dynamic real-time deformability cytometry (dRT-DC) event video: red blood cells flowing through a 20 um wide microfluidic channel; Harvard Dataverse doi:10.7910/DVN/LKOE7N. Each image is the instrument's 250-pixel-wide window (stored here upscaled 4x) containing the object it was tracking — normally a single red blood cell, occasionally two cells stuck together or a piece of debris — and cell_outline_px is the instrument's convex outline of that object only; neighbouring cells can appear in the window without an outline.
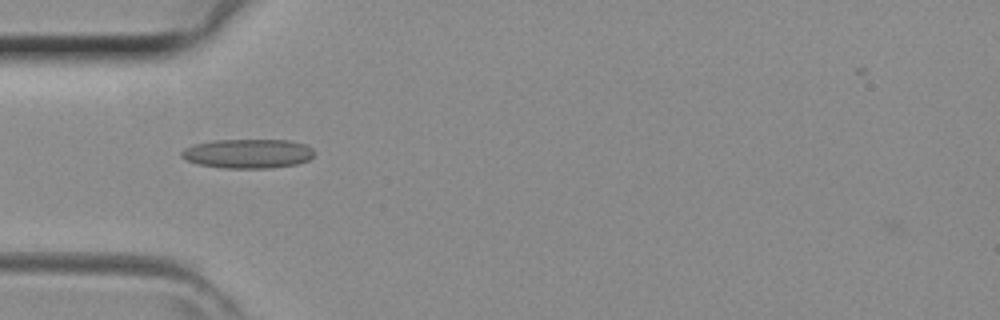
{"species": "common noctule bat (a hibernating species)", "species_latin": "Nyctalus noctula", "temperature_condition": "room temperature", "stored_images_in_passage": 30, "camera_frame_rate_fps": 3000, "um_per_image_px": 0.085, "animal": {"sex": "female", "body_mass_g": 29.2, "forearm_length_mm": 56.3}, "frame": {"image": 1, "passage_image": 1, "time_ms": 0.0, "image_size_px": [1000, 320], "cell_outline_px": [[316, 152], [308, 160], [296, 164], [268, 168], [224, 168], [200, 164], [188, 160], [180, 156], [180, 152], [184, 148], [192, 144], [212, 140], [292, 140], [304, 144], [312, 148]], "centroid_in_image_um": [21.06, 13.04], "position_along_channel_um": 63.9, "area_um2": 22.72}}
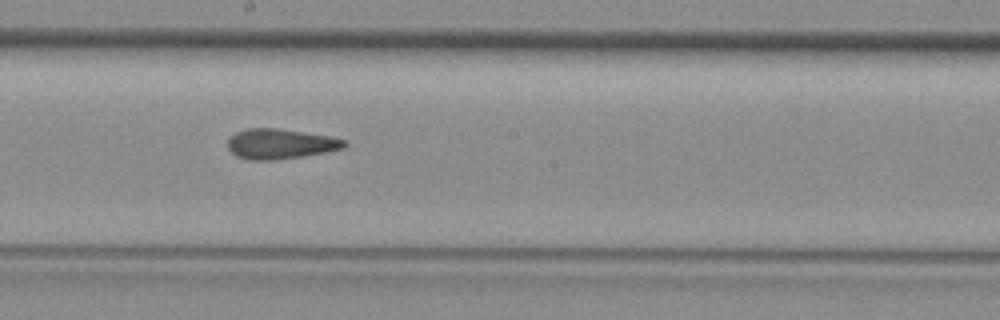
{"frame": {"image": 2, "passage_image": 11, "time_ms": 3.333, "image_size_px": [1000, 320], "cell_outline_px": [[348, 144], [344, 148], [324, 152], [300, 156], [272, 160], [248, 160], [236, 156], [228, 148], [228, 140], [236, 132], [248, 128], [276, 128], [328, 136], [344, 140]], "centroid_in_image_um": [23.79, 12.23], "position_along_channel_um": 224.4, "area_um2": 20.11}}
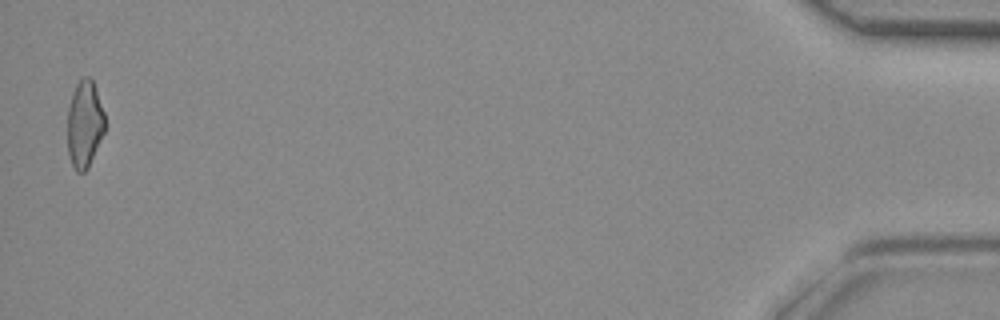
{"frame": {"image": 3, "passage_image": 30, "time_ms": 9.667, "image_size_px": [1000, 320], "cell_outline_px": [[104, 132], [88, 168], [84, 172], [76, 172], [72, 164], [68, 152], [68, 108], [76, 84], [84, 76], [88, 76], [92, 80], [96, 88], [104, 112]], "centroid_in_image_um": [7.19, 10.55], "position_along_channel_um": 428.0, "area_um2": 18.79}}